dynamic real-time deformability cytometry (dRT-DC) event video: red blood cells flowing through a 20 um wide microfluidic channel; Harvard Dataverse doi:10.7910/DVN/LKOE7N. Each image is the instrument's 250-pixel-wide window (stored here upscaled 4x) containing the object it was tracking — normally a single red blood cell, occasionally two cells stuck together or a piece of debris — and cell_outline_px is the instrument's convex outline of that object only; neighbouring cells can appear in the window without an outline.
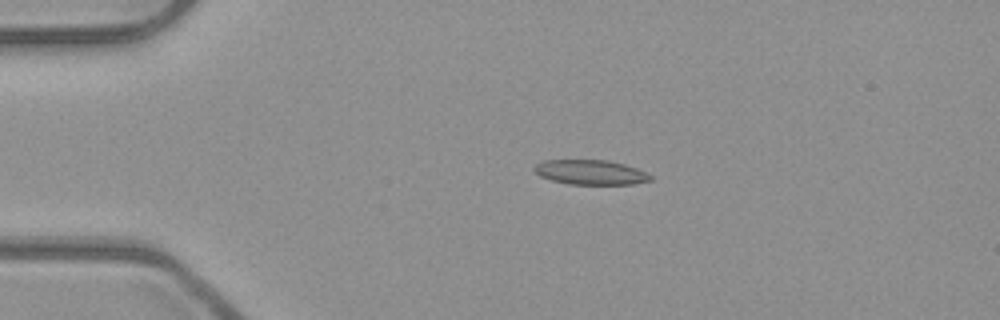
{"species": "common noctule bat (a hibernating species)", "species_latin": "Nyctalus noctula", "temperature_condition": "room temperature", "stored_images_in_passage": 4, "camera_frame_rate_fps": 3000, "um_per_image_px": 0.085, "animal": {"sex": "male", "body_mass_g": 23.1, "forearm_length_mm": 52.7}, "frame": {"image": 1, "passage_image": 3, "time_ms": 0.667, "image_size_px": [1000, 320], "cell_outline_px": [[652, 180], [632, 184], [568, 184], [552, 180], [540, 176], [532, 168], [536, 164], [544, 160], [608, 160], [624, 164], [636, 168], [652, 176]], "centroid_in_image_um": [50.18, 14.64], "position_along_channel_um": 34.8, "area_um2": 16.65}}